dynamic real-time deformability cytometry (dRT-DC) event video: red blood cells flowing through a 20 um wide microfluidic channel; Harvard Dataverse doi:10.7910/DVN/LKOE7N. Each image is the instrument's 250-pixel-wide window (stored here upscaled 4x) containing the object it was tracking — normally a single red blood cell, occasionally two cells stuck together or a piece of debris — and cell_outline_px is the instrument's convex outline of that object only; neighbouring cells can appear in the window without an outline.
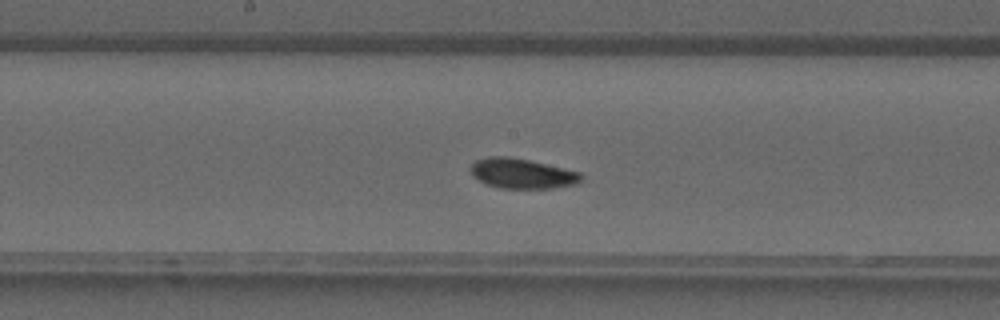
{"species": "common noctule bat (a hibernating species)", "species_latin": "Nyctalus noctula", "temperature_condition": "warm", "stored_images_in_passage": 38, "camera_frame_rate_fps": 3000, "um_per_image_px": 0.085, "animal": {"sex": "male", "forearm_length_mm": 52.5}, "frame": {"image": 1, "passage_image": 19, "time_ms": 6.0, "image_size_px": [1000, 320], "cell_outline_px": [[584, 176], [576, 184], [552, 188], [500, 188], [484, 184], [472, 176], [468, 168], [476, 160], [488, 156], [508, 156], [528, 160], [564, 168], [580, 172]], "centroid_in_image_um": [44.32, 14.75], "position_along_channel_um": 203.9, "area_um2": 19.48}}
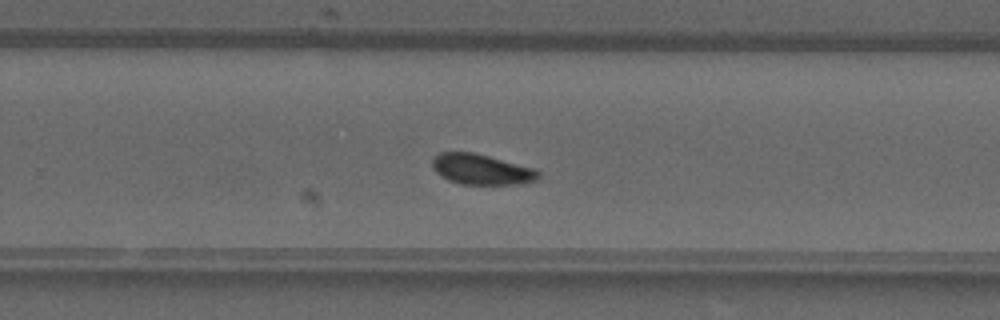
{"frame": {"image": 2, "passage_image": 24, "time_ms": 7.667, "image_size_px": [1000, 320], "cell_outline_px": [[540, 176], [536, 180], [520, 184], [460, 184], [448, 180], [440, 176], [432, 168], [432, 156], [440, 152], [472, 152], [488, 156], [532, 168], [540, 172]], "centroid_in_image_um": [40.86, 14.4], "position_along_channel_um": 288.9, "area_um2": 18.79}}
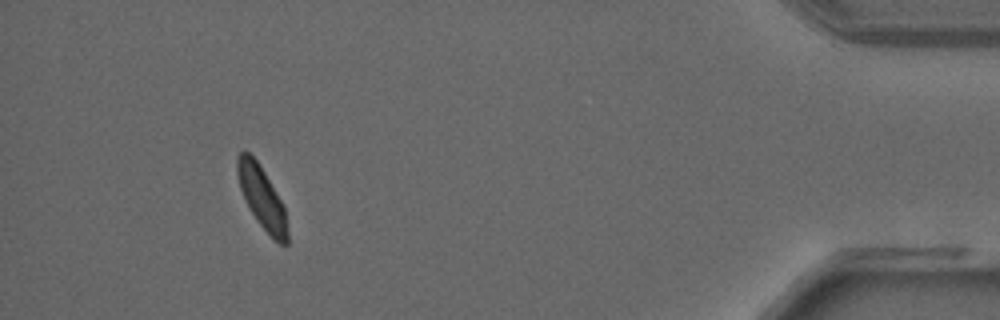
{"frame": {"image": 3, "passage_image": 35, "time_ms": 11.333, "image_size_px": [1000, 320], "cell_outline_px": [[288, 244], [280, 244], [260, 224], [252, 212], [240, 188], [236, 172], [236, 160], [240, 152], [248, 152], [256, 160], [264, 172], [284, 204], [288, 232]], "centroid_in_image_um": [22.27, 16.77], "position_along_channel_um": 412.9, "area_um2": 17.69}}